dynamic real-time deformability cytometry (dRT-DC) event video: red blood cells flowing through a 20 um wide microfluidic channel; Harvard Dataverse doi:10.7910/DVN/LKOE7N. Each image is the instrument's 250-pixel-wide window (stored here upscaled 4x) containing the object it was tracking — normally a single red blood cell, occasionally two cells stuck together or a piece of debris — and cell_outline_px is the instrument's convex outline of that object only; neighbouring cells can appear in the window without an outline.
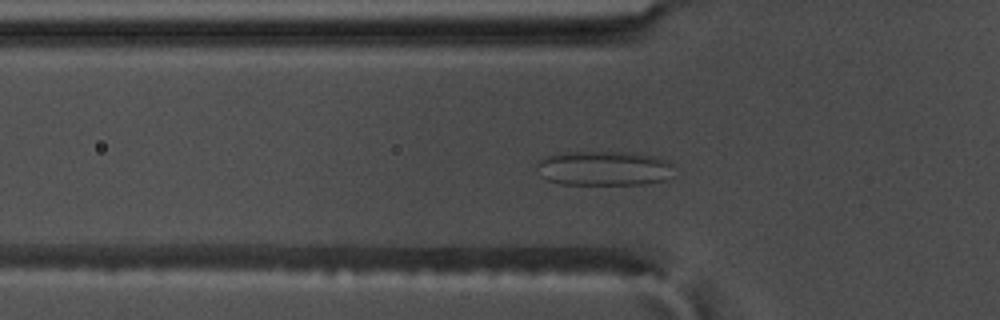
{"species": "common noctule bat (a hibernating species)", "species_latin": "Nyctalus noctula", "temperature_condition": "warm", "stored_images_in_passage": 54, "segment_of_instrument_passage": [1, 2], "camera_frame_rate_fps": 3000, "um_per_image_px": 0.085, "animal": {"sex": "male", "body_mass_g": 17.5, "forearm_length_mm": 52.3}, "frame": {"image": 1, "passage_image": 14, "time_ms": 4.333, "image_size_px": [1000, 320], "cell_outline_px": [[676, 176], [664, 180], [648, 184], [560, 184], [548, 180], [540, 176], [536, 172], [536, 164], [544, 156], [560, 152], [632, 152], [656, 156], [668, 160], [672, 164]], "centroid_in_image_um": [51.36, 14.3], "position_along_channel_um": 74.4, "area_um2": 28.44}}
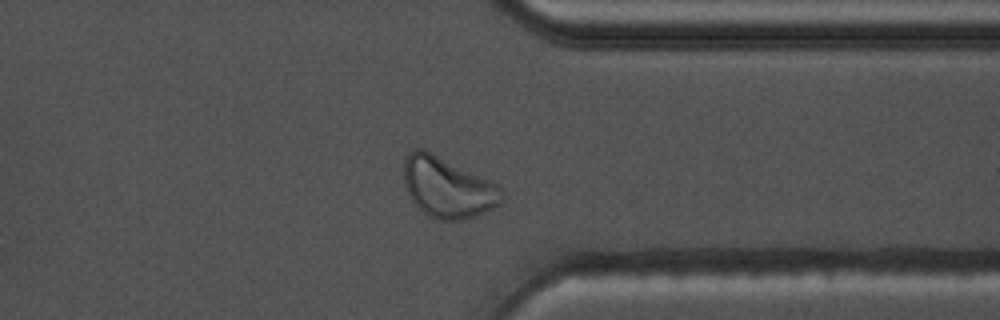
{"frame": {"image": 2, "passage_image": 40, "time_ms": 13.0, "image_size_px": [1000, 320], "cell_outline_px": [[504, 200], [500, 204], [476, 216], [460, 220], [440, 220], [428, 216], [412, 200], [408, 192], [404, 180], [404, 160], [408, 152], [416, 148], [424, 148], [500, 184], [504, 192]], "centroid_in_image_um": [38.09, 15.91], "position_along_channel_um": 373.3, "area_um2": 34.91}}
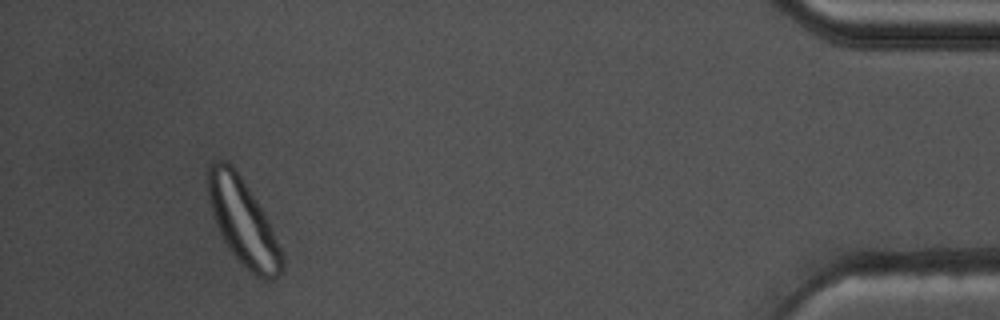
{"frame": {"image": 3, "passage_image": 49, "time_ms": 16.0, "image_size_px": [1000, 320], "cell_outline_px": [[284, 268], [280, 276], [272, 280], [264, 280], [256, 276], [228, 248], [220, 232], [212, 212], [208, 200], [208, 164], [216, 160], [228, 160], [232, 164], [256, 200], [284, 256]], "centroid_in_image_um": [20.65, 18.86], "position_along_channel_um": 414.6, "area_um2": 36.24}}